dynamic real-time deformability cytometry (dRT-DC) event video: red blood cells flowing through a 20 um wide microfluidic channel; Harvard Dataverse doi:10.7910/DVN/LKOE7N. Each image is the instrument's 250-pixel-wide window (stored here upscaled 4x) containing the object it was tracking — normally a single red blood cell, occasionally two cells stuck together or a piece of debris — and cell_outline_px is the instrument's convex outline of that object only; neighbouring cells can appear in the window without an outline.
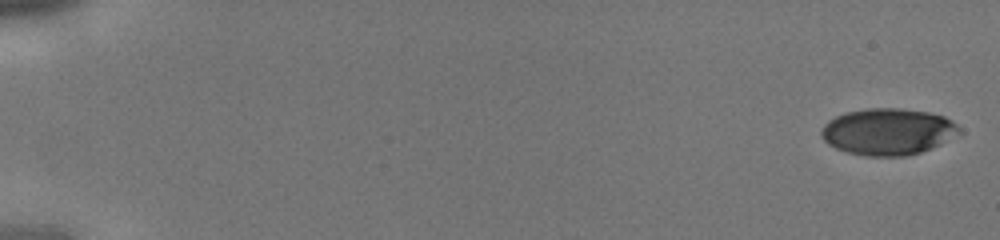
{"species": "human", "species_latin": "Homo sapiens", "temperature_condition": "cold", "stored_images_in_passage": 23, "camera_frame_rate_fps": 3000, "um_per_image_px": 0.085, "donor": {"sex": "male"}, "frame": {"image": 1, "passage_image": 1, "time_ms": 0.0, "image_size_px": [1000, 240], "cell_outline_px": [[960, 132], [940, 144], [932, 148], [908, 156], [864, 156], [848, 152], [836, 148], [828, 144], [820, 136], [820, 128], [828, 120], [836, 116], [848, 112], [868, 108], [900, 108], [928, 112], [944, 116], [952, 120], [960, 128]], "centroid_in_image_um": [75.45, 11.19], "position_along_channel_um": 9.6, "area_um2": 37.51}}
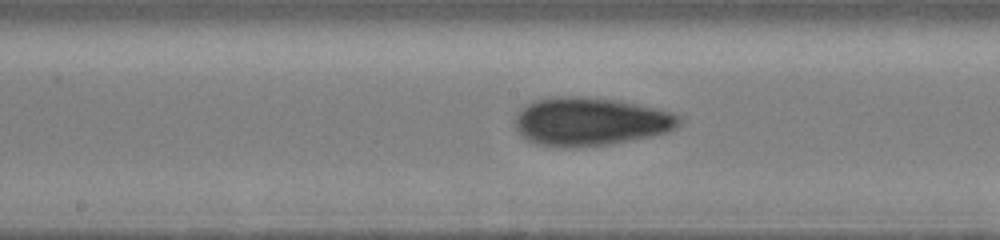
{"frame": {"image": 2, "passage_image": 14, "time_ms": 4.333, "image_size_px": [1000, 240], "cell_outline_px": [[684, 120], [676, 128], [668, 132], [608, 144], [568, 148], [536, 144], [520, 136], [516, 128], [516, 112], [524, 104], [532, 100], [552, 96], [580, 96], [616, 100], [656, 108], [672, 112], [680, 116]], "centroid_in_image_um": [50.13, 10.32], "position_along_channel_um": 198.1, "area_um2": 46.47}}
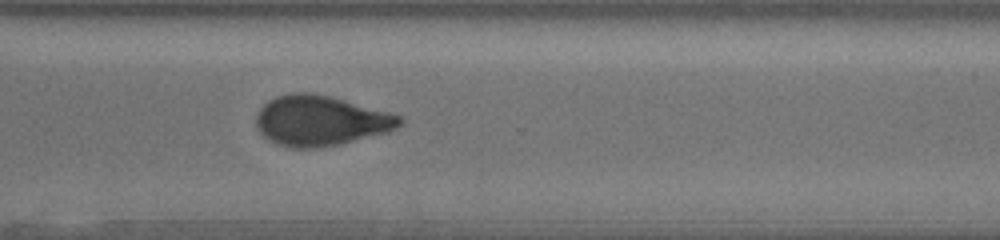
{"frame": {"image": 3, "passage_image": 23, "time_ms": 7.333, "image_size_px": [1000, 240], "cell_outline_px": [[404, 120], [396, 128], [388, 132], [340, 144], [312, 148], [292, 148], [280, 144], [264, 136], [260, 132], [256, 124], [256, 112], [268, 100], [276, 96], [292, 92], [308, 92], [332, 96], [388, 112], [400, 116]], "centroid_in_image_um": [27.24, 10.24], "position_along_channel_um": 343.4, "area_um2": 41.85}}